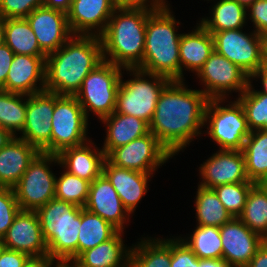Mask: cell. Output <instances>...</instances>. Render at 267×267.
Listing matches in <instances>:
<instances>
[{"instance_id":"33","label":"cell","mask_w":267,"mask_h":267,"mask_svg":"<svg viewBox=\"0 0 267 267\" xmlns=\"http://www.w3.org/2000/svg\"><path fill=\"white\" fill-rule=\"evenodd\" d=\"M119 230L111 223L85 208L81 210V225L78 234V256L111 239Z\"/></svg>"},{"instance_id":"8","label":"cell","mask_w":267,"mask_h":267,"mask_svg":"<svg viewBox=\"0 0 267 267\" xmlns=\"http://www.w3.org/2000/svg\"><path fill=\"white\" fill-rule=\"evenodd\" d=\"M122 71V67L103 60L85 77L75 97L87 118L91 112L101 120L115 111Z\"/></svg>"},{"instance_id":"38","label":"cell","mask_w":267,"mask_h":267,"mask_svg":"<svg viewBox=\"0 0 267 267\" xmlns=\"http://www.w3.org/2000/svg\"><path fill=\"white\" fill-rule=\"evenodd\" d=\"M63 171L56 177L55 198L84 208L89 196L90 182Z\"/></svg>"},{"instance_id":"24","label":"cell","mask_w":267,"mask_h":267,"mask_svg":"<svg viewBox=\"0 0 267 267\" xmlns=\"http://www.w3.org/2000/svg\"><path fill=\"white\" fill-rule=\"evenodd\" d=\"M40 151L17 137L0 149V187L14 188Z\"/></svg>"},{"instance_id":"18","label":"cell","mask_w":267,"mask_h":267,"mask_svg":"<svg viewBox=\"0 0 267 267\" xmlns=\"http://www.w3.org/2000/svg\"><path fill=\"white\" fill-rule=\"evenodd\" d=\"M40 49L49 55L60 49L73 35L67 14L45 6L34 9L27 17Z\"/></svg>"},{"instance_id":"1","label":"cell","mask_w":267,"mask_h":267,"mask_svg":"<svg viewBox=\"0 0 267 267\" xmlns=\"http://www.w3.org/2000/svg\"><path fill=\"white\" fill-rule=\"evenodd\" d=\"M185 80H171L162 90L149 124L159 142L174 157L199 137L204 126L208 98L189 89Z\"/></svg>"},{"instance_id":"58","label":"cell","mask_w":267,"mask_h":267,"mask_svg":"<svg viewBox=\"0 0 267 267\" xmlns=\"http://www.w3.org/2000/svg\"><path fill=\"white\" fill-rule=\"evenodd\" d=\"M4 91V89L2 87H0V94Z\"/></svg>"},{"instance_id":"45","label":"cell","mask_w":267,"mask_h":267,"mask_svg":"<svg viewBox=\"0 0 267 267\" xmlns=\"http://www.w3.org/2000/svg\"><path fill=\"white\" fill-rule=\"evenodd\" d=\"M29 256L25 253L2 247L0 249V267H23Z\"/></svg>"},{"instance_id":"20","label":"cell","mask_w":267,"mask_h":267,"mask_svg":"<svg viewBox=\"0 0 267 267\" xmlns=\"http://www.w3.org/2000/svg\"><path fill=\"white\" fill-rule=\"evenodd\" d=\"M115 9L114 0H73L67 13L72 34L100 36Z\"/></svg>"},{"instance_id":"26","label":"cell","mask_w":267,"mask_h":267,"mask_svg":"<svg viewBox=\"0 0 267 267\" xmlns=\"http://www.w3.org/2000/svg\"><path fill=\"white\" fill-rule=\"evenodd\" d=\"M118 231L111 239L82 252L72 263L76 267H129L131 246L127 247Z\"/></svg>"},{"instance_id":"16","label":"cell","mask_w":267,"mask_h":267,"mask_svg":"<svg viewBox=\"0 0 267 267\" xmlns=\"http://www.w3.org/2000/svg\"><path fill=\"white\" fill-rule=\"evenodd\" d=\"M200 165L202 187L213 189L224 184L251 182L242 150H218Z\"/></svg>"},{"instance_id":"53","label":"cell","mask_w":267,"mask_h":267,"mask_svg":"<svg viewBox=\"0 0 267 267\" xmlns=\"http://www.w3.org/2000/svg\"><path fill=\"white\" fill-rule=\"evenodd\" d=\"M258 70H267V37L263 42L262 66Z\"/></svg>"},{"instance_id":"22","label":"cell","mask_w":267,"mask_h":267,"mask_svg":"<svg viewBox=\"0 0 267 267\" xmlns=\"http://www.w3.org/2000/svg\"><path fill=\"white\" fill-rule=\"evenodd\" d=\"M94 144L90 139L82 145L63 149L57 154L59 166L70 174L92 183L103 173L106 159L102 148L99 149Z\"/></svg>"},{"instance_id":"19","label":"cell","mask_w":267,"mask_h":267,"mask_svg":"<svg viewBox=\"0 0 267 267\" xmlns=\"http://www.w3.org/2000/svg\"><path fill=\"white\" fill-rule=\"evenodd\" d=\"M84 208L99 215L119 231H124L131 214L123 206L119 195L108 178L102 173L90 183L89 196Z\"/></svg>"},{"instance_id":"42","label":"cell","mask_w":267,"mask_h":267,"mask_svg":"<svg viewBox=\"0 0 267 267\" xmlns=\"http://www.w3.org/2000/svg\"><path fill=\"white\" fill-rule=\"evenodd\" d=\"M170 267H199V258L180 236L171 238Z\"/></svg>"},{"instance_id":"21","label":"cell","mask_w":267,"mask_h":267,"mask_svg":"<svg viewBox=\"0 0 267 267\" xmlns=\"http://www.w3.org/2000/svg\"><path fill=\"white\" fill-rule=\"evenodd\" d=\"M45 69L46 57L15 54L2 88L6 92L27 96L44 91Z\"/></svg>"},{"instance_id":"36","label":"cell","mask_w":267,"mask_h":267,"mask_svg":"<svg viewBox=\"0 0 267 267\" xmlns=\"http://www.w3.org/2000/svg\"><path fill=\"white\" fill-rule=\"evenodd\" d=\"M26 109L27 95L3 91L0 94V126L17 137L26 122Z\"/></svg>"},{"instance_id":"31","label":"cell","mask_w":267,"mask_h":267,"mask_svg":"<svg viewBox=\"0 0 267 267\" xmlns=\"http://www.w3.org/2000/svg\"><path fill=\"white\" fill-rule=\"evenodd\" d=\"M5 44L15 53L46 57L26 18L5 19Z\"/></svg>"},{"instance_id":"55","label":"cell","mask_w":267,"mask_h":267,"mask_svg":"<svg viewBox=\"0 0 267 267\" xmlns=\"http://www.w3.org/2000/svg\"><path fill=\"white\" fill-rule=\"evenodd\" d=\"M235 1H237L239 4L243 5L245 8H248L256 0H235Z\"/></svg>"},{"instance_id":"2","label":"cell","mask_w":267,"mask_h":267,"mask_svg":"<svg viewBox=\"0 0 267 267\" xmlns=\"http://www.w3.org/2000/svg\"><path fill=\"white\" fill-rule=\"evenodd\" d=\"M103 61L100 36L72 35L46 56L45 90L75 96L85 77Z\"/></svg>"},{"instance_id":"3","label":"cell","mask_w":267,"mask_h":267,"mask_svg":"<svg viewBox=\"0 0 267 267\" xmlns=\"http://www.w3.org/2000/svg\"><path fill=\"white\" fill-rule=\"evenodd\" d=\"M144 9L116 8L100 35L103 60L123 69L138 68L143 61L147 16Z\"/></svg>"},{"instance_id":"14","label":"cell","mask_w":267,"mask_h":267,"mask_svg":"<svg viewBox=\"0 0 267 267\" xmlns=\"http://www.w3.org/2000/svg\"><path fill=\"white\" fill-rule=\"evenodd\" d=\"M53 111L54 92L44 90L27 96L26 122L19 138L46 154H51Z\"/></svg>"},{"instance_id":"32","label":"cell","mask_w":267,"mask_h":267,"mask_svg":"<svg viewBox=\"0 0 267 267\" xmlns=\"http://www.w3.org/2000/svg\"><path fill=\"white\" fill-rule=\"evenodd\" d=\"M195 198L196 222L199 226L221 227L233 217L225 209L214 189L198 184Z\"/></svg>"},{"instance_id":"10","label":"cell","mask_w":267,"mask_h":267,"mask_svg":"<svg viewBox=\"0 0 267 267\" xmlns=\"http://www.w3.org/2000/svg\"><path fill=\"white\" fill-rule=\"evenodd\" d=\"M88 119L75 96L54 93L51 119V154L65 148L82 145L88 138Z\"/></svg>"},{"instance_id":"28","label":"cell","mask_w":267,"mask_h":267,"mask_svg":"<svg viewBox=\"0 0 267 267\" xmlns=\"http://www.w3.org/2000/svg\"><path fill=\"white\" fill-rule=\"evenodd\" d=\"M130 251L129 267H170L171 266V236L170 238L142 237Z\"/></svg>"},{"instance_id":"25","label":"cell","mask_w":267,"mask_h":267,"mask_svg":"<svg viewBox=\"0 0 267 267\" xmlns=\"http://www.w3.org/2000/svg\"><path fill=\"white\" fill-rule=\"evenodd\" d=\"M188 33H182L179 45L180 80L184 69L197 74L214 50L213 35L200 23Z\"/></svg>"},{"instance_id":"39","label":"cell","mask_w":267,"mask_h":267,"mask_svg":"<svg viewBox=\"0 0 267 267\" xmlns=\"http://www.w3.org/2000/svg\"><path fill=\"white\" fill-rule=\"evenodd\" d=\"M254 184L253 182L231 183L213 189L232 217H239L243 212L250 188Z\"/></svg>"},{"instance_id":"43","label":"cell","mask_w":267,"mask_h":267,"mask_svg":"<svg viewBox=\"0 0 267 267\" xmlns=\"http://www.w3.org/2000/svg\"><path fill=\"white\" fill-rule=\"evenodd\" d=\"M247 16L253 22V30L267 37V0H256L247 8Z\"/></svg>"},{"instance_id":"15","label":"cell","mask_w":267,"mask_h":267,"mask_svg":"<svg viewBox=\"0 0 267 267\" xmlns=\"http://www.w3.org/2000/svg\"><path fill=\"white\" fill-rule=\"evenodd\" d=\"M222 259L232 267H245L265 239L250 230L238 217L220 227Z\"/></svg>"},{"instance_id":"9","label":"cell","mask_w":267,"mask_h":267,"mask_svg":"<svg viewBox=\"0 0 267 267\" xmlns=\"http://www.w3.org/2000/svg\"><path fill=\"white\" fill-rule=\"evenodd\" d=\"M53 163L60 165L57 154L40 152L29 164L13 188L21 210L37 211L55 198L56 174L50 168Z\"/></svg>"},{"instance_id":"48","label":"cell","mask_w":267,"mask_h":267,"mask_svg":"<svg viewBox=\"0 0 267 267\" xmlns=\"http://www.w3.org/2000/svg\"><path fill=\"white\" fill-rule=\"evenodd\" d=\"M245 267H267V240L258 248L256 254Z\"/></svg>"},{"instance_id":"54","label":"cell","mask_w":267,"mask_h":267,"mask_svg":"<svg viewBox=\"0 0 267 267\" xmlns=\"http://www.w3.org/2000/svg\"><path fill=\"white\" fill-rule=\"evenodd\" d=\"M5 44V18L0 16V46Z\"/></svg>"},{"instance_id":"40","label":"cell","mask_w":267,"mask_h":267,"mask_svg":"<svg viewBox=\"0 0 267 267\" xmlns=\"http://www.w3.org/2000/svg\"><path fill=\"white\" fill-rule=\"evenodd\" d=\"M20 210L14 189L0 187V239L7 233Z\"/></svg>"},{"instance_id":"47","label":"cell","mask_w":267,"mask_h":267,"mask_svg":"<svg viewBox=\"0 0 267 267\" xmlns=\"http://www.w3.org/2000/svg\"><path fill=\"white\" fill-rule=\"evenodd\" d=\"M60 261L49 254L37 257H29L23 267H57Z\"/></svg>"},{"instance_id":"44","label":"cell","mask_w":267,"mask_h":267,"mask_svg":"<svg viewBox=\"0 0 267 267\" xmlns=\"http://www.w3.org/2000/svg\"><path fill=\"white\" fill-rule=\"evenodd\" d=\"M167 2L166 0H114L116 8L144 9L149 11L159 10Z\"/></svg>"},{"instance_id":"56","label":"cell","mask_w":267,"mask_h":267,"mask_svg":"<svg viewBox=\"0 0 267 267\" xmlns=\"http://www.w3.org/2000/svg\"><path fill=\"white\" fill-rule=\"evenodd\" d=\"M57 267H76V266L70 262H60Z\"/></svg>"},{"instance_id":"27","label":"cell","mask_w":267,"mask_h":267,"mask_svg":"<svg viewBox=\"0 0 267 267\" xmlns=\"http://www.w3.org/2000/svg\"><path fill=\"white\" fill-rule=\"evenodd\" d=\"M99 121L106 127V137L102 146L105 156L114 148L126 145L150 132L146 121L132 115L113 112Z\"/></svg>"},{"instance_id":"51","label":"cell","mask_w":267,"mask_h":267,"mask_svg":"<svg viewBox=\"0 0 267 267\" xmlns=\"http://www.w3.org/2000/svg\"><path fill=\"white\" fill-rule=\"evenodd\" d=\"M199 267H230L224 259H199Z\"/></svg>"},{"instance_id":"11","label":"cell","mask_w":267,"mask_h":267,"mask_svg":"<svg viewBox=\"0 0 267 267\" xmlns=\"http://www.w3.org/2000/svg\"><path fill=\"white\" fill-rule=\"evenodd\" d=\"M208 99H227L229 93L238 97L247 89L250 76L239 66L214 51L196 74ZM227 96V97H226Z\"/></svg>"},{"instance_id":"12","label":"cell","mask_w":267,"mask_h":267,"mask_svg":"<svg viewBox=\"0 0 267 267\" xmlns=\"http://www.w3.org/2000/svg\"><path fill=\"white\" fill-rule=\"evenodd\" d=\"M243 29H229L214 32V50L239 66L251 76L262 66L263 42L265 37L252 32L243 33Z\"/></svg>"},{"instance_id":"7","label":"cell","mask_w":267,"mask_h":267,"mask_svg":"<svg viewBox=\"0 0 267 267\" xmlns=\"http://www.w3.org/2000/svg\"><path fill=\"white\" fill-rule=\"evenodd\" d=\"M226 100H208L204 114L207 130L203 132L219 145V150H242L251 132L244 109L237 99L224 106Z\"/></svg>"},{"instance_id":"5","label":"cell","mask_w":267,"mask_h":267,"mask_svg":"<svg viewBox=\"0 0 267 267\" xmlns=\"http://www.w3.org/2000/svg\"><path fill=\"white\" fill-rule=\"evenodd\" d=\"M83 207L53 198L36 212L48 254L60 262L78 257V234Z\"/></svg>"},{"instance_id":"49","label":"cell","mask_w":267,"mask_h":267,"mask_svg":"<svg viewBox=\"0 0 267 267\" xmlns=\"http://www.w3.org/2000/svg\"><path fill=\"white\" fill-rule=\"evenodd\" d=\"M72 1L73 0H44L43 6L59 10L67 14L71 8Z\"/></svg>"},{"instance_id":"57","label":"cell","mask_w":267,"mask_h":267,"mask_svg":"<svg viewBox=\"0 0 267 267\" xmlns=\"http://www.w3.org/2000/svg\"><path fill=\"white\" fill-rule=\"evenodd\" d=\"M261 184L267 190V178Z\"/></svg>"},{"instance_id":"30","label":"cell","mask_w":267,"mask_h":267,"mask_svg":"<svg viewBox=\"0 0 267 267\" xmlns=\"http://www.w3.org/2000/svg\"><path fill=\"white\" fill-rule=\"evenodd\" d=\"M242 151L249 180L262 183L267 178V129L251 131Z\"/></svg>"},{"instance_id":"23","label":"cell","mask_w":267,"mask_h":267,"mask_svg":"<svg viewBox=\"0 0 267 267\" xmlns=\"http://www.w3.org/2000/svg\"><path fill=\"white\" fill-rule=\"evenodd\" d=\"M103 174L111 182L122 201L123 206L132 215L143 196L147 194L148 183L153 174L120 168L105 159Z\"/></svg>"},{"instance_id":"59","label":"cell","mask_w":267,"mask_h":267,"mask_svg":"<svg viewBox=\"0 0 267 267\" xmlns=\"http://www.w3.org/2000/svg\"><path fill=\"white\" fill-rule=\"evenodd\" d=\"M2 248V242H1V239H0V249Z\"/></svg>"},{"instance_id":"50","label":"cell","mask_w":267,"mask_h":267,"mask_svg":"<svg viewBox=\"0 0 267 267\" xmlns=\"http://www.w3.org/2000/svg\"><path fill=\"white\" fill-rule=\"evenodd\" d=\"M254 79H258L261 81L260 83L262 84V90H260L259 92L267 95V70H258L254 72L250 76V81H253Z\"/></svg>"},{"instance_id":"4","label":"cell","mask_w":267,"mask_h":267,"mask_svg":"<svg viewBox=\"0 0 267 267\" xmlns=\"http://www.w3.org/2000/svg\"><path fill=\"white\" fill-rule=\"evenodd\" d=\"M167 4L147 16L144 56L137 69L170 80H180L179 45L182 33H177V30L181 23Z\"/></svg>"},{"instance_id":"41","label":"cell","mask_w":267,"mask_h":267,"mask_svg":"<svg viewBox=\"0 0 267 267\" xmlns=\"http://www.w3.org/2000/svg\"><path fill=\"white\" fill-rule=\"evenodd\" d=\"M44 0H0V16L26 18L34 9L42 7Z\"/></svg>"},{"instance_id":"37","label":"cell","mask_w":267,"mask_h":267,"mask_svg":"<svg viewBox=\"0 0 267 267\" xmlns=\"http://www.w3.org/2000/svg\"><path fill=\"white\" fill-rule=\"evenodd\" d=\"M252 83L236 99L244 109L250 131L267 129V95L255 90Z\"/></svg>"},{"instance_id":"17","label":"cell","mask_w":267,"mask_h":267,"mask_svg":"<svg viewBox=\"0 0 267 267\" xmlns=\"http://www.w3.org/2000/svg\"><path fill=\"white\" fill-rule=\"evenodd\" d=\"M2 247L37 257L48 254L36 211L20 210L1 239Z\"/></svg>"},{"instance_id":"46","label":"cell","mask_w":267,"mask_h":267,"mask_svg":"<svg viewBox=\"0 0 267 267\" xmlns=\"http://www.w3.org/2000/svg\"><path fill=\"white\" fill-rule=\"evenodd\" d=\"M14 55L15 53L6 44L0 46V87L6 83Z\"/></svg>"},{"instance_id":"13","label":"cell","mask_w":267,"mask_h":267,"mask_svg":"<svg viewBox=\"0 0 267 267\" xmlns=\"http://www.w3.org/2000/svg\"><path fill=\"white\" fill-rule=\"evenodd\" d=\"M172 157L156 136L149 132L126 145L114 148L106 159L120 168L154 174L157 168Z\"/></svg>"},{"instance_id":"35","label":"cell","mask_w":267,"mask_h":267,"mask_svg":"<svg viewBox=\"0 0 267 267\" xmlns=\"http://www.w3.org/2000/svg\"><path fill=\"white\" fill-rule=\"evenodd\" d=\"M180 238L191 248L199 259H222L220 227L199 226L186 237Z\"/></svg>"},{"instance_id":"34","label":"cell","mask_w":267,"mask_h":267,"mask_svg":"<svg viewBox=\"0 0 267 267\" xmlns=\"http://www.w3.org/2000/svg\"><path fill=\"white\" fill-rule=\"evenodd\" d=\"M238 218L267 240V190L261 183H255L250 188L243 212Z\"/></svg>"},{"instance_id":"6","label":"cell","mask_w":267,"mask_h":267,"mask_svg":"<svg viewBox=\"0 0 267 267\" xmlns=\"http://www.w3.org/2000/svg\"><path fill=\"white\" fill-rule=\"evenodd\" d=\"M125 70L126 74L132 75V78L126 81L123 80ZM170 81L162 75L147 73L137 68L123 69L114 112L132 115L150 124L159 96Z\"/></svg>"},{"instance_id":"52","label":"cell","mask_w":267,"mask_h":267,"mask_svg":"<svg viewBox=\"0 0 267 267\" xmlns=\"http://www.w3.org/2000/svg\"><path fill=\"white\" fill-rule=\"evenodd\" d=\"M15 136L11 134L6 128L0 126V149L3 148Z\"/></svg>"},{"instance_id":"29","label":"cell","mask_w":267,"mask_h":267,"mask_svg":"<svg viewBox=\"0 0 267 267\" xmlns=\"http://www.w3.org/2000/svg\"><path fill=\"white\" fill-rule=\"evenodd\" d=\"M210 17L198 21L208 32L243 29L247 22V8L235 0H216L212 6Z\"/></svg>"}]
</instances>
